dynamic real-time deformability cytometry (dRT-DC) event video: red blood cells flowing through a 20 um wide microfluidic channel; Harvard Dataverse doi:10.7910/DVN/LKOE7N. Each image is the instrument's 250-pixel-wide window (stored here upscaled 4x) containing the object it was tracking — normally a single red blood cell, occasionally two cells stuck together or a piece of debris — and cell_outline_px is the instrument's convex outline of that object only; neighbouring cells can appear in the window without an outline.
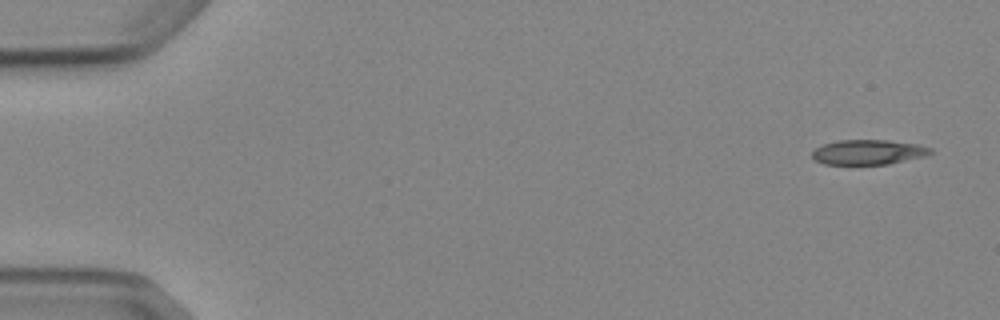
{"species": "Egyptian fruit bat (a non-hibernating species)", "species_latin": "Rousettus aegyptiacus", "temperature_condition": "cold", "stored_images_in_passage": 7, "camera_frame_rate_fps": 3000, "um_per_image_px": 0.085, "animal": {"sex": "female"}, "frame": {"image": 1, "passage_image": 1, "time_ms": 0.0, "image_size_px": [1000, 320], "cell_outline_px": [[932, 152], [924, 156], [888, 164], [824, 164], [816, 160], [812, 156], [812, 152], [816, 148], [824, 144], [840, 140], [888, 140], [920, 144], [932, 148]], "centroid_in_image_um": [73.83, 12.92], "position_along_channel_um": 11.2, "area_um2": 17.05}}
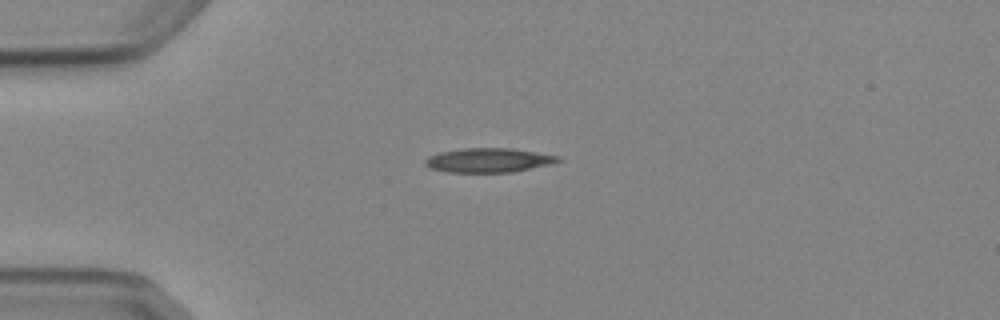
{"frame": {"image": 2, "passage_image": 4, "time_ms": 3.667, "image_size_px": [1000, 320], "cell_outline_px": [[560, 160], [552, 164], [512, 172], [444, 172], [428, 168], [424, 164], [424, 160], [428, 156], [440, 152], [464, 148], [512, 148], [560, 156]], "centroid_in_image_um": [41.49, 13.62], "position_along_channel_um": 43.5, "area_um2": 18.9}}
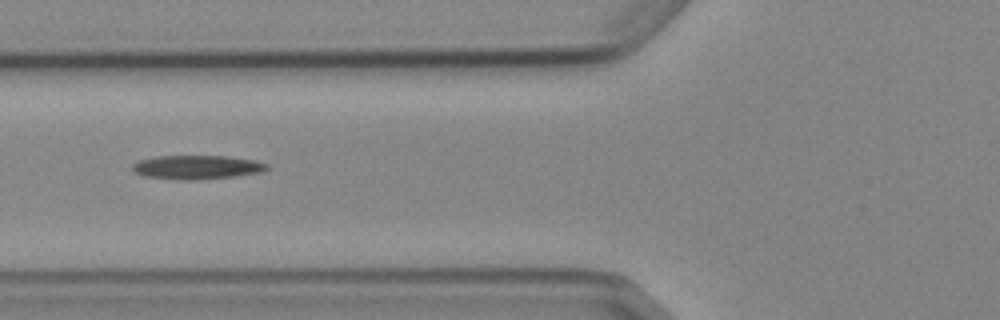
{"frame": {"image": 3, "passage_image": 6, "time_ms": 6.0, "image_size_px": [1000, 320], "cell_outline_px": [[272, 168], [260, 172], [236, 176], [196, 180], [184, 180], [144, 176], [136, 172], [132, 168], [132, 164], [140, 160], [156, 156], [228, 156], [256, 160], [268, 164]], "centroid_in_image_um": [16.79, 14.21], "position_along_channel_um": 109.0, "area_um2": 18.79}}